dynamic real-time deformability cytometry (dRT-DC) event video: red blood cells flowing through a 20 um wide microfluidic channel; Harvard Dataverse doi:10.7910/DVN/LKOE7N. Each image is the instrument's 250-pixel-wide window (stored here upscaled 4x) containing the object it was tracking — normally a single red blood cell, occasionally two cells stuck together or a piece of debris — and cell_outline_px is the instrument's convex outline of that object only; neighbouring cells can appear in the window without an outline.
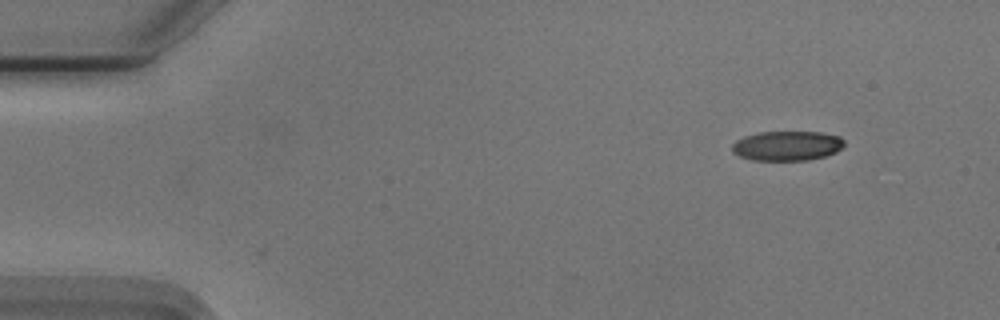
{"species": "Egyptian fruit bat (a non-hibernating species)", "species_latin": "Rousettus aegyptiacus", "temperature_condition": "cold", "stored_images_in_passage": 45, "camera_frame_rate_fps": 3000, "um_per_image_px": 0.085, "animal": {"sex": "male"}, "frame": {"image": 1, "passage_image": 1, "time_ms": 0.0, "image_size_px": [1000, 320], "cell_outline_px": [[844, 144], [836, 152], [824, 156], [808, 160], [752, 160], [740, 156], [732, 152], [732, 144], [736, 140], [744, 136], [760, 132], [820, 132], [840, 136], [844, 140]], "centroid_in_image_um": [66.89, 12.39], "position_along_channel_um": 18.1, "area_um2": 19.36}}
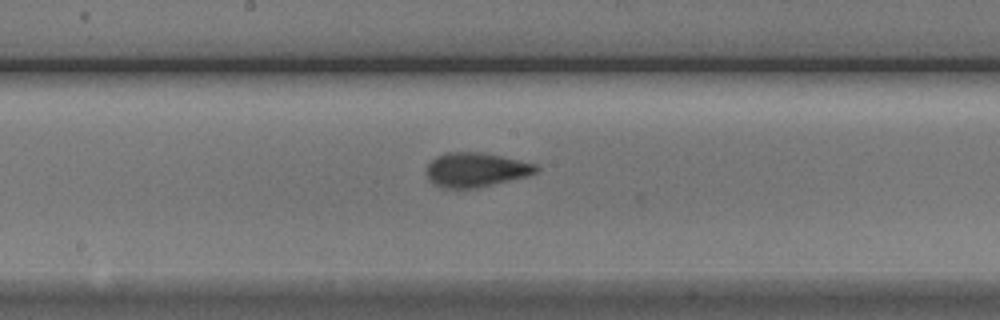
{"frame": {"image": 2, "passage_image": 24, "time_ms": 7.667, "image_size_px": [1000, 320], "cell_outline_px": [[540, 168], [536, 172], [528, 176], [476, 188], [440, 188], [428, 180], [428, 164], [436, 156], [448, 152], [484, 152], [536, 164]], "centroid_in_image_um": [40.45, 14.43], "position_along_channel_um": 207.7, "area_um2": 21.91}}
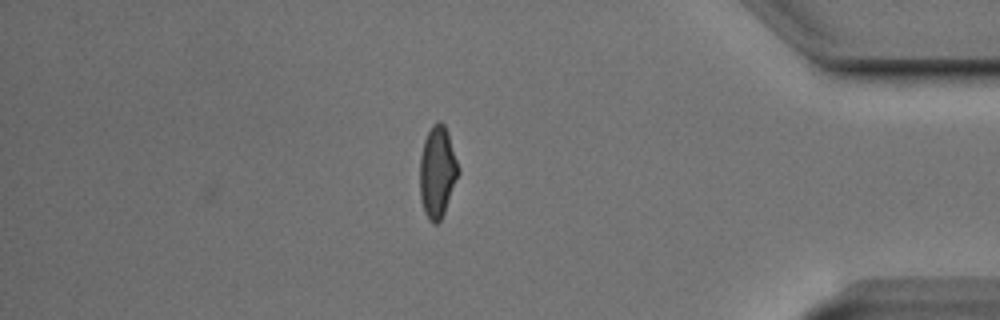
{"frame": {"image": 3, "passage_image": 42, "time_ms": 13.667, "image_size_px": [1000, 320], "cell_outline_px": [[460, 172], [444, 212], [440, 220], [436, 224], [432, 224], [428, 220], [424, 212], [420, 196], [420, 156], [424, 140], [432, 124], [436, 120], [440, 120], [444, 124], [448, 132], [460, 168]], "centroid_in_image_um": [37.18, 14.59], "position_along_channel_um": 398.0, "area_um2": 20.75}, "authors_computed_cell_mechanics": {"area_um2": 21.097, "velocity_mm_per_s": 3.7559, "shape_relaxation_time_tau1_ms": 4.0534, "shape_relaxation_time_tau2_ms": 1.4423, "deformation_change_tau1": 0.1443, "deformation_change_tau2": 0.0594}}